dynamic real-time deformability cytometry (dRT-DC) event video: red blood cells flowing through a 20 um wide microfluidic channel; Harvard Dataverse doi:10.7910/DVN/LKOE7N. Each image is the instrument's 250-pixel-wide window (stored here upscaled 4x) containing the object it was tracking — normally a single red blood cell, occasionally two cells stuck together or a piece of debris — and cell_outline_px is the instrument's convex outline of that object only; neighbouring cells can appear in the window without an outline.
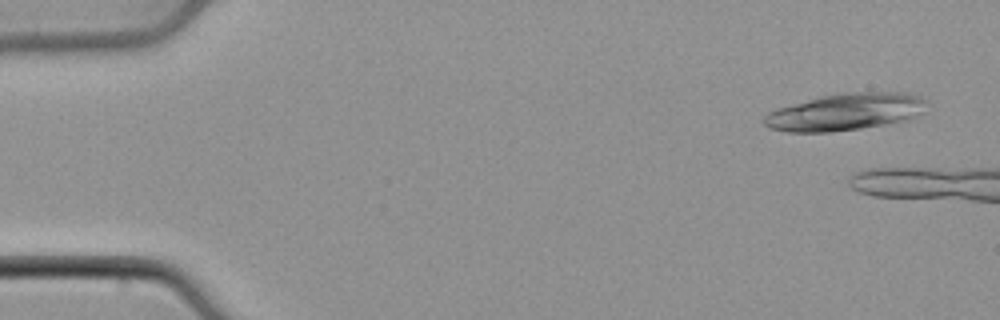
{"species": "common noctule bat (a hibernating species)", "species_latin": "Nyctalus noctula", "temperature_condition": "cold", "stored_images_in_passage": 7, "camera_frame_rate_fps": 3000, "um_per_image_px": 0.085, "animal": {"sex": "male", "body_mass_g": 21.5, "forearm_length_mm": 52.0}, "frame": {"image": 1, "passage_image": 3, "time_ms": 0.667, "image_size_px": [1000, 320], "cell_outline_px": [[928, 100], [920, 112], [904, 120], [884, 124], [860, 128], [828, 132], [788, 132], [768, 128], [764, 124], [764, 116], [768, 112], [780, 108], [824, 96], [840, 92], [904, 92], [920, 96]], "centroid_in_image_um": [71.84, 9.51], "position_along_channel_um": 13.2, "area_um2": 34.45}}